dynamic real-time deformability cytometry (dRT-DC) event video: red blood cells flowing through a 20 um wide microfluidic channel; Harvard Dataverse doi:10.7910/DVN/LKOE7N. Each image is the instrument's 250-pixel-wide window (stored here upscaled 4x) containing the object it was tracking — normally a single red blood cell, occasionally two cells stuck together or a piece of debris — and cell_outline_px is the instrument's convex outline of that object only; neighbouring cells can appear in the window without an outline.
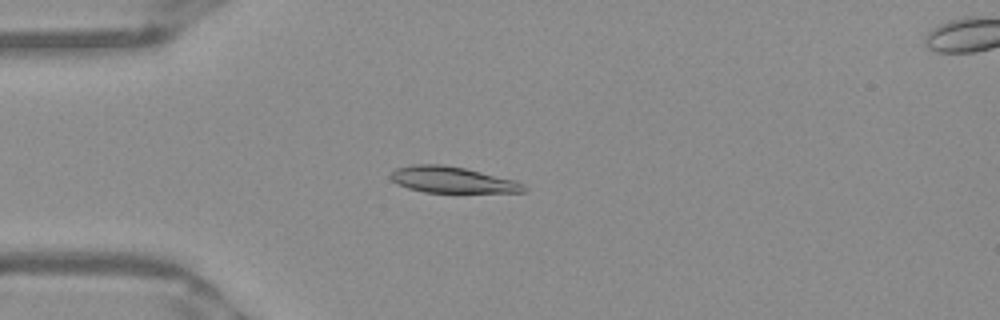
{"species": "Egyptian fruit bat (a non-hibernating species)", "species_latin": "Rousettus aegyptiacus", "temperature_condition": "warm", "stored_images_in_passage": 51, "camera_frame_rate_fps": 3000, "um_per_image_px": 0.085, "frame": {"image": 1, "passage_image": 13, "time_ms": 4.0, "image_size_px": [1000, 320], "cell_outline_px": [[524, 192], [424, 192], [408, 188], [396, 184], [388, 176], [396, 168], [416, 164], [440, 164], [464, 168], [516, 180], [524, 184]], "centroid_in_image_um": [38.4, 15.28], "position_along_channel_um": 46.6, "area_um2": 20.17}}
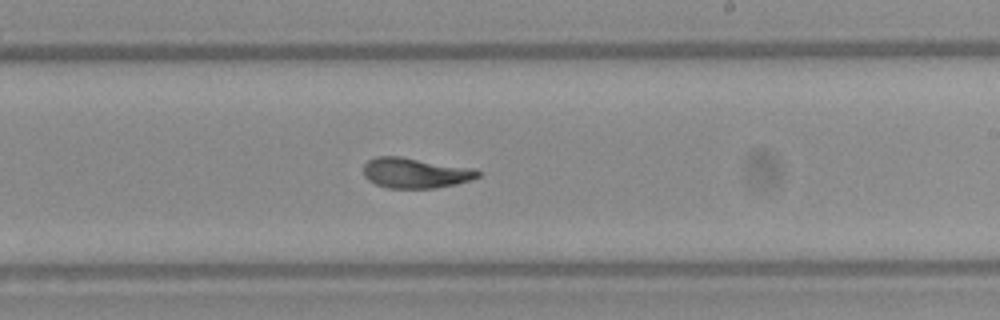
{"frame": {"image": 2, "passage_image": 30, "time_ms": 9.667, "image_size_px": [1000, 320], "cell_outline_px": [[480, 176], [472, 180], [456, 184], [432, 188], [388, 188], [376, 184], [368, 180], [364, 176], [364, 164], [368, 160], [376, 156], [400, 156], [476, 168], [480, 172]], "centroid_in_image_um": [35.33, 14.69], "position_along_channel_um": 253.7, "area_um2": 20.4}}
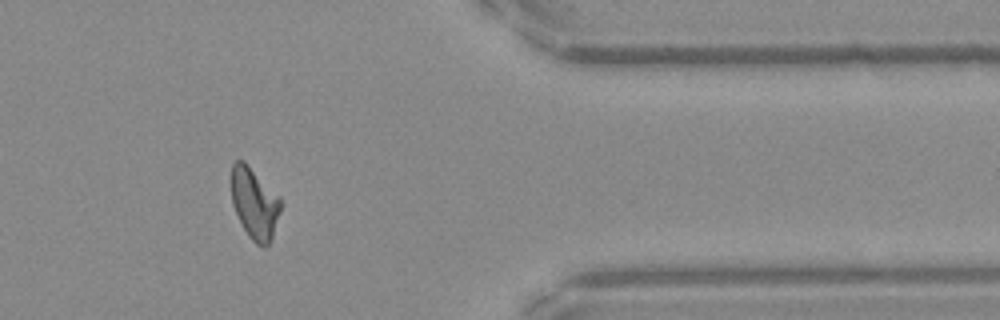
{"frame": {"image": 3, "passage_image": 42, "time_ms": 13.667, "image_size_px": [1000, 320], "cell_outline_px": [[280, 212], [272, 236], [268, 244], [264, 248], [256, 244], [248, 236], [232, 204], [232, 164], [236, 160], [244, 160], [280, 196]], "centroid_in_image_um": [21.64, 17.27], "position_along_channel_um": 389.8, "area_um2": 20.29}, "authors_computed_cell_mechanics": {"area_um2": 20.5768, "velocity_mm_per_s": 3.9356, "shape_relaxation_time_tau1_ms": null, "shape_relaxation_time_tau2_ms": 1.8161, "deformation_change_tau1": null, "deformation_change_tau2": 0.0625}}